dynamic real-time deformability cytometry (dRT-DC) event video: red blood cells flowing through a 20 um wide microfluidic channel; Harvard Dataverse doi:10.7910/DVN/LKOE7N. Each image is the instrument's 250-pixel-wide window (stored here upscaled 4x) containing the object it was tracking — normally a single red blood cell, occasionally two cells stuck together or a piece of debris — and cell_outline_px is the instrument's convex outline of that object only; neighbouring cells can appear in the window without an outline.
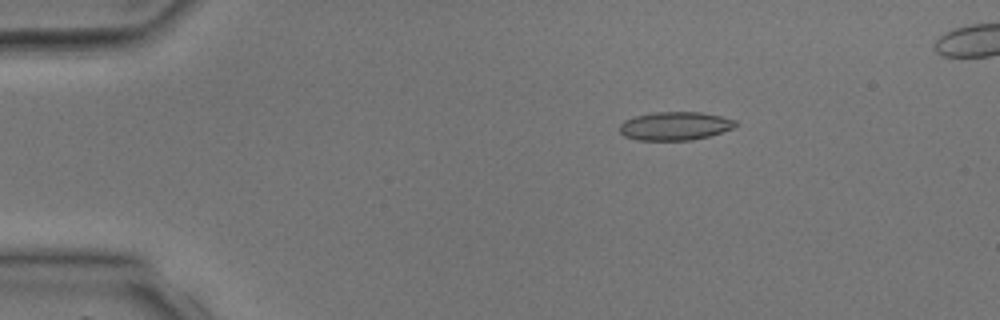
{"species": "common noctule bat (a hibernating species)", "species_latin": "Nyctalus noctula", "temperature_condition": "room temperature", "stored_images_in_passage": 4, "camera_frame_rate_fps": 3000, "um_per_image_px": 0.085, "animal": {"sex": "male", "body_mass_g": 17.9, "forearm_length_mm": 54.2}, "frame": {"image": 1, "passage_image": 2, "time_ms": 1.0, "image_size_px": [1000, 320], "cell_outline_px": [[736, 124], [732, 128], [708, 136], [692, 140], [636, 140], [624, 136], [620, 132], [620, 124], [624, 120], [636, 116], [652, 112], [700, 112], [720, 116], [736, 120]], "centroid_in_image_um": [57.33, 10.71], "position_along_channel_um": 27.7, "area_um2": 19.07}}